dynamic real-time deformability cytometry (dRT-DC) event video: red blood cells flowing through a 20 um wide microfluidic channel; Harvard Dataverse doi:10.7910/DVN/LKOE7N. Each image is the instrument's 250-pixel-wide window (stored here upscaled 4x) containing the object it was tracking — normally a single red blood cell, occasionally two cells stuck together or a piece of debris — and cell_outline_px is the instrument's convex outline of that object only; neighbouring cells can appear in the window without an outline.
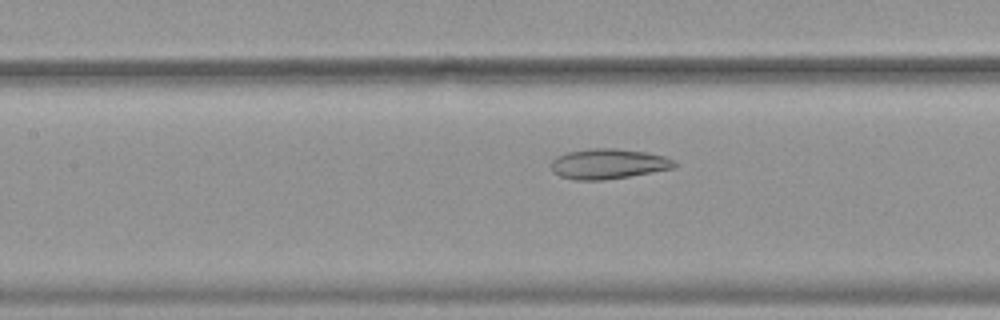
{"species": "common noctule bat (a hibernating species)", "species_latin": "Nyctalus noctula", "temperature_condition": "warm", "stored_images_in_passage": 28, "camera_frame_rate_fps": 3000, "um_per_image_px": 0.085, "animal": {"sex": "female", "body_mass_g": 19.9}, "frame": {"image": 1, "passage_image": 19, "time_ms": 6.0, "image_size_px": [1000, 320], "cell_outline_px": [[676, 168], [604, 180], [576, 180], [560, 176], [552, 172], [552, 160], [556, 156], [568, 152], [592, 148], [616, 148], [648, 152], [664, 156], [676, 160]], "centroid_in_image_um": [51.73, 13.92], "position_along_channel_um": 155.7, "area_um2": 21.79}}
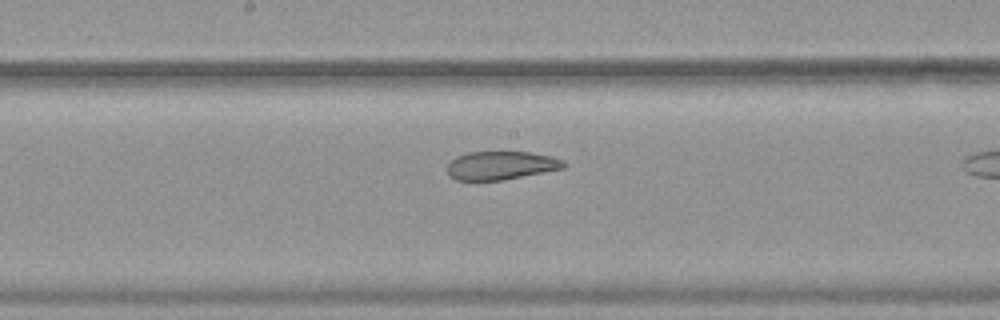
{"frame": {"image": 2, "passage_image": 23, "time_ms": 7.333, "image_size_px": [1000, 320], "cell_outline_px": [[568, 164], [564, 168], [504, 180], [456, 180], [448, 176], [448, 164], [456, 156], [468, 152], [528, 152], [552, 156], [564, 160]], "centroid_in_image_um": [42.6, 14.06], "position_along_channel_um": 205.6, "area_um2": 19.36}}
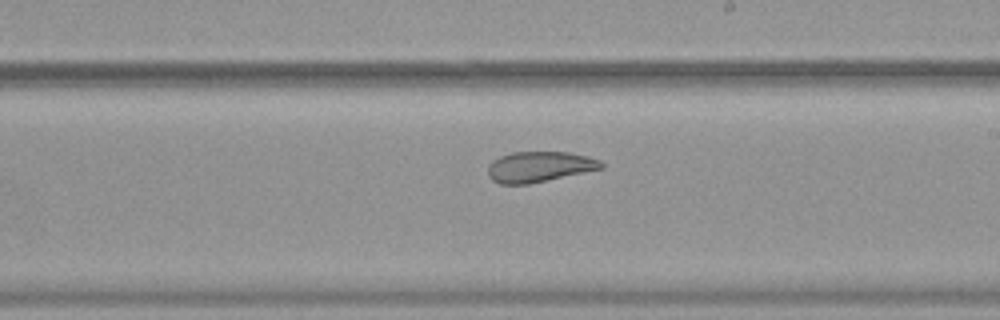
{"frame": {"image": 3, "passage_image": 26, "time_ms": 8.333, "image_size_px": [1000, 320], "cell_outline_px": [[604, 168], [528, 184], [500, 184], [492, 180], [488, 176], [488, 164], [492, 160], [500, 156], [512, 152], [568, 152], [588, 156], [600, 160], [604, 164]], "centroid_in_image_um": [45.83, 14.17], "position_along_channel_um": 243.2, "area_um2": 20.23}}